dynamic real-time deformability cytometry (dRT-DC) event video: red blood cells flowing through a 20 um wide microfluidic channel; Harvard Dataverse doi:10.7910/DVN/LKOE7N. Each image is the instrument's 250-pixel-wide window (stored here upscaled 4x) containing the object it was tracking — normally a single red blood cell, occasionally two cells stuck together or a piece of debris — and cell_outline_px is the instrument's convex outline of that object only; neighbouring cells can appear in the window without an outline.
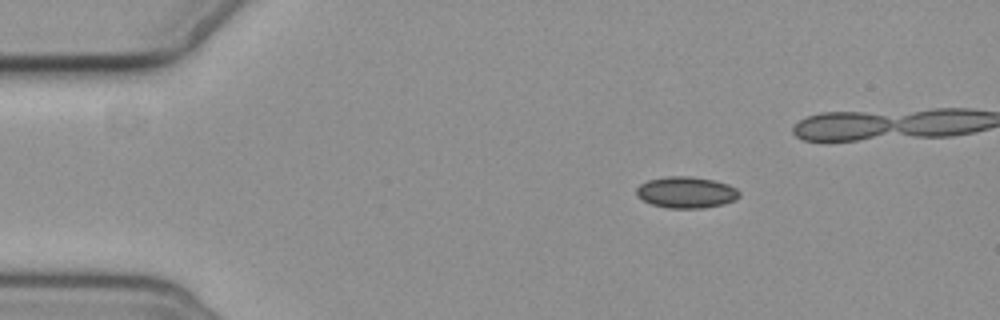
{"species": "common noctule bat (a hibernating species)", "species_latin": "Nyctalus noctula", "temperature_condition": "cold", "stored_images_in_passage": 5, "camera_frame_rate_fps": 3000, "um_per_image_px": 0.085, "animal": {"sex": "female", "body_mass_g": 19.3, "forearm_length_mm": 54.1}, "frame": {"image": 1, "passage_image": 1, "time_ms": 0.0, "image_size_px": [1000, 320], "cell_outline_px": [[740, 196], [736, 200], [724, 204], [704, 208], [668, 208], [652, 204], [636, 196], [636, 188], [640, 184], [648, 180], [668, 176], [692, 176], [716, 180], [728, 184], [736, 188], [740, 192]], "centroid_in_image_um": [58.36, 16.34], "position_along_channel_um": 26.6, "area_um2": 19.02}}
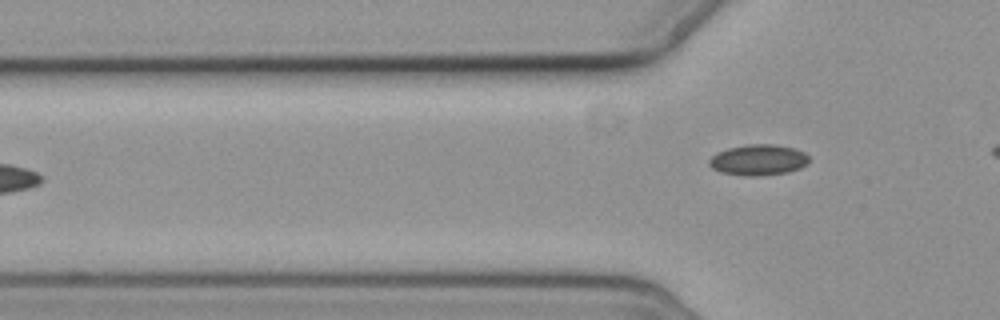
{"frame": {"image": 2, "passage_image": 5, "time_ms": 4.667, "image_size_px": [1000, 320], "cell_outline_px": [[808, 164], [800, 168], [788, 172], [756, 176], [744, 176], [720, 172], [712, 168], [708, 164], [708, 160], [716, 152], [728, 148], [748, 144], [776, 144], [796, 148], [804, 152], [808, 156]], "centroid_in_image_um": [64.45, 13.59], "position_along_channel_um": 61.3, "area_um2": 18.15}}